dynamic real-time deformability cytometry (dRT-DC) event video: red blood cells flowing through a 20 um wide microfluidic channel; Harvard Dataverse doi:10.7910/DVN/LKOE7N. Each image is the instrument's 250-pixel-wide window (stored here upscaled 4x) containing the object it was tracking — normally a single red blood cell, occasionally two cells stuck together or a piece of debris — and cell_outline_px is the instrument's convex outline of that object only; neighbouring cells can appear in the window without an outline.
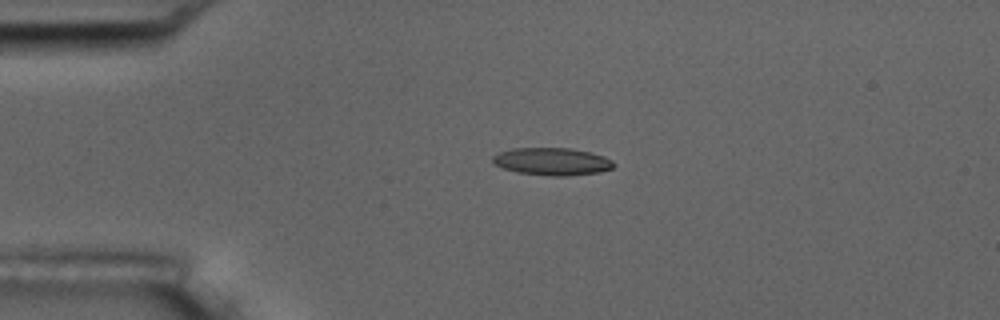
{"species": "common noctule bat (a hibernating species)", "species_latin": "Nyctalus noctula", "temperature_condition": "room temperature", "stored_images_in_passage": 4, "camera_frame_rate_fps": 3000, "um_per_image_px": 0.085, "animal": {"sex": "male", "body_mass_g": 17.5, "forearm_length_mm": 52.3}, "frame": {"image": 1, "passage_image": 3, "time_ms": 3.333, "image_size_px": [1000, 320], "cell_outline_px": [[616, 164], [612, 168], [600, 172], [568, 176], [552, 176], [516, 172], [492, 164], [492, 156], [496, 152], [512, 148], [568, 148], [588, 152], [604, 156], [612, 160]], "centroid_in_image_um": [46.89, 13.73], "position_along_channel_um": 38.1, "area_um2": 19.54}}